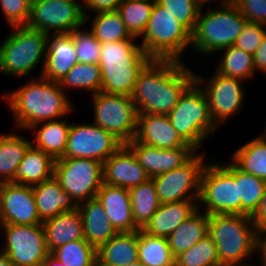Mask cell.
I'll return each instance as SVG.
<instances>
[{
    "instance_id": "obj_49",
    "label": "cell",
    "mask_w": 266,
    "mask_h": 266,
    "mask_svg": "<svg viewBox=\"0 0 266 266\" xmlns=\"http://www.w3.org/2000/svg\"><path fill=\"white\" fill-rule=\"evenodd\" d=\"M253 59L254 70L266 73V34L262 40V43L258 46L257 50L253 54Z\"/></svg>"
},
{
    "instance_id": "obj_46",
    "label": "cell",
    "mask_w": 266,
    "mask_h": 266,
    "mask_svg": "<svg viewBox=\"0 0 266 266\" xmlns=\"http://www.w3.org/2000/svg\"><path fill=\"white\" fill-rule=\"evenodd\" d=\"M235 6L246 21L266 25V0H237Z\"/></svg>"
},
{
    "instance_id": "obj_50",
    "label": "cell",
    "mask_w": 266,
    "mask_h": 266,
    "mask_svg": "<svg viewBox=\"0 0 266 266\" xmlns=\"http://www.w3.org/2000/svg\"><path fill=\"white\" fill-rule=\"evenodd\" d=\"M263 234H265V238H261ZM256 250L261 252V261H263V266H266V229L257 232Z\"/></svg>"
},
{
    "instance_id": "obj_41",
    "label": "cell",
    "mask_w": 266,
    "mask_h": 266,
    "mask_svg": "<svg viewBox=\"0 0 266 266\" xmlns=\"http://www.w3.org/2000/svg\"><path fill=\"white\" fill-rule=\"evenodd\" d=\"M175 266H220L215 242L207 234L189 250L179 254Z\"/></svg>"
},
{
    "instance_id": "obj_18",
    "label": "cell",
    "mask_w": 266,
    "mask_h": 266,
    "mask_svg": "<svg viewBox=\"0 0 266 266\" xmlns=\"http://www.w3.org/2000/svg\"><path fill=\"white\" fill-rule=\"evenodd\" d=\"M126 145L133 151L150 178L183 166L196 154V149L193 147L165 150L139 143L134 139Z\"/></svg>"
},
{
    "instance_id": "obj_10",
    "label": "cell",
    "mask_w": 266,
    "mask_h": 266,
    "mask_svg": "<svg viewBox=\"0 0 266 266\" xmlns=\"http://www.w3.org/2000/svg\"><path fill=\"white\" fill-rule=\"evenodd\" d=\"M53 176L80 204L96 198L103 184V163L87 158H59L55 160Z\"/></svg>"
},
{
    "instance_id": "obj_9",
    "label": "cell",
    "mask_w": 266,
    "mask_h": 266,
    "mask_svg": "<svg viewBox=\"0 0 266 266\" xmlns=\"http://www.w3.org/2000/svg\"><path fill=\"white\" fill-rule=\"evenodd\" d=\"M199 204L206 205L205 212L214 214H240L241 199L235 182V164L205 165L201 175Z\"/></svg>"
},
{
    "instance_id": "obj_56",
    "label": "cell",
    "mask_w": 266,
    "mask_h": 266,
    "mask_svg": "<svg viewBox=\"0 0 266 266\" xmlns=\"http://www.w3.org/2000/svg\"><path fill=\"white\" fill-rule=\"evenodd\" d=\"M30 4H33L35 2L41 1V0H27Z\"/></svg>"
},
{
    "instance_id": "obj_15",
    "label": "cell",
    "mask_w": 266,
    "mask_h": 266,
    "mask_svg": "<svg viewBox=\"0 0 266 266\" xmlns=\"http://www.w3.org/2000/svg\"><path fill=\"white\" fill-rule=\"evenodd\" d=\"M123 143L96 124H71L62 158H87L104 163Z\"/></svg>"
},
{
    "instance_id": "obj_29",
    "label": "cell",
    "mask_w": 266,
    "mask_h": 266,
    "mask_svg": "<svg viewBox=\"0 0 266 266\" xmlns=\"http://www.w3.org/2000/svg\"><path fill=\"white\" fill-rule=\"evenodd\" d=\"M198 209L187 220L183 221L168 237L172 254L176 258L179 254L189 250L208 234L209 216ZM201 212V213H200Z\"/></svg>"
},
{
    "instance_id": "obj_37",
    "label": "cell",
    "mask_w": 266,
    "mask_h": 266,
    "mask_svg": "<svg viewBox=\"0 0 266 266\" xmlns=\"http://www.w3.org/2000/svg\"><path fill=\"white\" fill-rule=\"evenodd\" d=\"M154 3L155 1L153 0H123L118 6L117 12L133 37H142L151 16Z\"/></svg>"
},
{
    "instance_id": "obj_24",
    "label": "cell",
    "mask_w": 266,
    "mask_h": 266,
    "mask_svg": "<svg viewBox=\"0 0 266 266\" xmlns=\"http://www.w3.org/2000/svg\"><path fill=\"white\" fill-rule=\"evenodd\" d=\"M198 205V201L187 200L160 204L142 230L153 236L167 238L183 221L200 208Z\"/></svg>"
},
{
    "instance_id": "obj_17",
    "label": "cell",
    "mask_w": 266,
    "mask_h": 266,
    "mask_svg": "<svg viewBox=\"0 0 266 266\" xmlns=\"http://www.w3.org/2000/svg\"><path fill=\"white\" fill-rule=\"evenodd\" d=\"M241 81L243 80L214 72L205 89L203 88L208 98L212 120L216 125L222 124L242 107L244 89Z\"/></svg>"
},
{
    "instance_id": "obj_14",
    "label": "cell",
    "mask_w": 266,
    "mask_h": 266,
    "mask_svg": "<svg viewBox=\"0 0 266 266\" xmlns=\"http://www.w3.org/2000/svg\"><path fill=\"white\" fill-rule=\"evenodd\" d=\"M85 25L83 4L68 0H41L31 4L27 27L49 34L71 33ZM51 30V31H50Z\"/></svg>"
},
{
    "instance_id": "obj_25",
    "label": "cell",
    "mask_w": 266,
    "mask_h": 266,
    "mask_svg": "<svg viewBox=\"0 0 266 266\" xmlns=\"http://www.w3.org/2000/svg\"><path fill=\"white\" fill-rule=\"evenodd\" d=\"M37 212L42 221L55 217L63 211L78 208L75 200L65 192L53 176L32 186Z\"/></svg>"
},
{
    "instance_id": "obj_26",
    "label": "cell",
    "mask_w": 266,
    "mask_h": 266,
    "mask_svg": "<svg viewBox=\"0 0 266 266\" xmlns=\"http://www.w3.org/2000/svg\"><path fill=\"white\" fill-rule=\"evenodd\" d=\"M78 209L83 219L85 240L96 250L118 233L97 198L78 204Z\"/></svg>"
},
{
    "instance_id": "obj_34",
    "label": "cell",
    "mask_w": 266,
    "mask_h": 266,
    "mask_svg": "<svg viewBox=\"0 0 266 266\" xmlns=\"http://www.w3.org/2000/svg\"><path fill=\"white\" fill-rule=\"evenodd\" d=\"M132 216L135 224L142 229L160 206L156 187L152 179L129 189Z\"/></svg>"
},
{
    "instance_id": "obj_19",
    "label": "cell",
    "mask_w": 266,
    "mask_h": 266,
    "mask_svg": "<svg viewBox=\"0 0 266 266\" xmlns=\"http://www.w3.org/2000/svg\"><path fill=\"white\" fill-rule=\"evenodd\" d=\"M149 179L151 178L126 144L103 163L104 184L130 189Z\"/></svg>"
},
{
    "instance_id": "obj_4",
    "label": "cell",
    "mask_w": 266,
    "mask_h": 266,
    "mask_svg": "<svg viewBox=\"0 0 266 266\" xmlns=\"http://www.w3.org/2000/svg\"><path fill=\"white\" fill-rule=\"evenodd\" d=\"M208 216V235L215 242L220 266H250L242 261L256 251L258 230L252 217L240 214Z\"/></svg>"
},
{
    "instance_id": "obj_55",
    "label": "cell",
    "mask_w": 266,
    "mask_h": 266,
    "mask_svg": "<svg viewBox=\"0 0 266 266\" xmlns=\"http://www.w3.org/2000/svg\"><path fill=\"white\" fill-rule=\"evenodd\" d=\"M3 226V217H2V207H1V198H0V227Z\"/></svg>"
},
{
    "instance_id": "obj_1",
    "label": "cell",
    "mask_w": 266,
    "mask_h": 266,
    "mask_svg": "<svg viewBox=\"0 0 266 266\" xmlns=\"http://www.w3.org/2000/svg\"><path fill=\"white\" fill-rule=\"evenodd\" d=\"M195 81V73L176 60L152 59L140 72L131 98L138 113L168 115Z\"/></svg>"
},
{
    "instance_id": "obj_52",
    "label": "cell",
    "mask_w": 266,
    "mask_h": 266,
    "mask_svg": "<svg viewBox=\"0 0 266 266\" xmlns=\"http://www.w3.org/2000/svg\"><path fill=\"white\" fill-rule=\"evenodd\" d=\"M197 1H198L200 8L202 9V6H203V4H205V2H207V1L211 2L212 0H197ZM218 1L221 2L220 6L222 5L221 7H223V6L235 5L237 0H218Z\"/></svg>"
},
{
    "instance_id": "obj_13",
    "label": "cell",
    "mask_w": 266,
    "mask_h": 266,
    "mask_svg": "<svg viewBox=\"0 0 266 266\" xmlns=\"http://www.w3.org/2000/svg\"><path fill=\"white\" fill-rule=\"evenodd\" d=\"M5 231L4 253L14 266H42L50 254L45 232L39 225H3Z\"/></svg>"
},
{
    "instance_id": "obj_8",
    "label": "cell",
    "mask_w": 266,
    "mask_h": 266,
    "mask_svg": "<svg viewBox=\"0 0 266 266\" xmlns=\"http://www.w3.org/2000/svg\"><path fill=\"white\" fill-rule=\"evenodd\" d=\"M48 34L27 26H15L0 44V73L23 77L45 59Z\"/></svg>"
},
{
    "instance_id": "obj_32",
    "label": "cell",
    "mask_w": 266,
    "mask_h": 266,
    "mask_svg": "<svg viewBox=\"0 0 266 266\" xmlns=\"http://www.w3.org/2000/svg\"><path fill=\"white\" fill-rule=\"evenodd\" d=\"M138 260L145 266H175L167 238L138 230Z\"/></svg>"
},
{
    "instance_id": "obj_47",
    "label": "cell",
    "mask_w": 266,
    "mask_h": 266,
    "mask_svg": "<svg viewBox=\"0 0 266 266\" xmlns=\"http://www.w3.org/2000/svg\"><path fill=\"white\" fill-rule=\"evenodd\" d=\"M123 0H85L83 4V12L85 17V24H87L88 16L85 12L87 8L90 11L98 12H107V11H117L118 6L122 3ZM86 7V8H85Z\"/></svg>"
},
{
    "instance_id": "obj_39",
    "label": "cell",
    "mask_w": 266,
    "mask_h": 266,
    "mask_svg": "<svg viewBox=\"0 0 266 266\" xmlns=\"http://www.w3.org/2000/svg\"><path fill=\"white\" fill-rule=\"evenodd\" d=\"M50 254L65 266H97L96 249L85 239L55 248Z\"/></svg>"
},
{
    "instance_id": "obj_45",
    "label": "cell",
    "mask_w": 266,
    "mask_h": 266,
    "mask_svg": "<svg viewBox=\"0 0 266 266\" xmlns=\"http://www.w3.org/2000/svg\"><path fill=\"white\" fill-rule=\"evenodd\" d=\"M0 5L11 28L26 26L31 8V4L27 0H0Z\"/></svg>"
},
{
    "instance_id": "obj_12",
    "label": "cell",
    "mask_w": 266,
    "mask_h": 266,
    "mask_svg": "<svg viewBox=\"0 0 266 266\" xmlns=\"http://www.w3.org/2000/svg\"><path fill=\"white\" fill-rule=\"evenodd\" d=\"M203 156L196 153L183 166L151 178L160 204L199 201L201 175L205 167Z\"/></svg>"
},
{
    "instance_id": "obj_16",
    "label": "cell",
    "mask_w": 266,
    "mask_h": 266,
    "mask_svg": "<svg viewBox=\"0 0 266 266\" xmlns=\"http://www.w3.org/2000/svg\"><path fill=\"white\" fill-rule=\"evenodd\" d=\"M0 198L3 225H39L42 224L32 186L14 182L0 183Z\"/></svg>"
},
{
    "instance_id": "obj_42",
    "label": "cell",
    "mask_w": 266,
    "mask_h": 266,
    "mask_svg": "<svg viewBox=\"0 0 266 266\" xmlns=\"http://www.w3.org/2000/svg\"><path fill=\"white\" fill-rule=\"evenodd\" d=\"M164 9L170 11L191 35L197 24L201 10L197 0H156Z\"/></svg>"
},
{
    "instance_id": "obj_5",
    "label": "cell",
    "mask_w": 266,
    "mask_h": 266,
    "mask_svg": "<svg viewBox=\"0 0 266 266\" xmlns=\"http://www.w3.org/2000/svg\"><path fill=\"white\" fill-rule=\"evenodd\" d=\"M195 74V81L180 96L178 104L168 114L173 128L193 148L218 128L212 120L208 98L202 88L203 77Z\"/></svg>"
},
{
    "instance_id": "obj_53",
    "label": "cell",
    "mask_w": 266,
    "mask_h": 266,
    "mask_svg": "<svg viewBox=\"0 0 266 266\" xmlns=\"http://www.w3.org/2000/svg\"><path fill=\"white\" fill-rule=\"evenodd\" d=\"M0 266H14V265L4 253H0Z\"/></svg>"
},
{
    "instance_id": "obj_28",
    "label": "cell",
    "mask_w": 266,
    "mask_h": 266,
    "mask_svg": "<svg viewBox=\"0 0 266 266\" xmlns=\"http://www.w3.org/2000/svg\"><path fill=\"white\" fill-rule=\"evenodd\" d=\"M55 160L44 151L31 146L21 160L15 183L34 186L51 179L54 175Z\"/></svg>"
},
{
    "instance_id": "obj_40",
    "label": "cell",
    "mask_w": 266,
    "mask_h": 266,
    "mask_svg": "<svg viewBox=\"0 0 266 266\" xmlns=\"http://www.w3.org/2000/svg\"><path fill=\"white\" fill-rule=\"evenodd\" d=\"M101 70L99 64L76 63L59 82L62 89L65 87L83 88L96 94L101 92ZM64 87V88H63Z\"/></svg>"
},
{
    "instance_id": "obj_54",
    "label": "cell",
    "mask_w": 266,
    "mask_h": 266,
    "mask_svg": "<svg viewBox=\"0 0 266 266\" xmlns=\"http://www.w3.org/2000/svg\"><path fill=\"white\" fill-rule=\"evenodd\" d=\"M122 266H145L142 262H140L139 260L129 264V265H122Z\"/></svg>"
},
{
    "instance_id": "obj_36",
    "label": "cell",
    "mask_w": 266,
    "mask_h": 266,
    "mask_svg": "<svg viewBox=\"0 0 266 266\" xmlns=\"http://www.w3.org/2000/svg\"><path fill=\"white\" fill-rule=\"evenodd\" d=\"M91 33L100 43L132 39L117 11L98 12L92 22Z\"/></svg>"
},
{
    "instance_id": "obj_27",
    "label": "cell",
    "mask_w": 266,
    "mask_h": 266,
    "mask_svg": "<svg viewBox=\"0 0 266 266\" xmlns=\"http://www.w3.org/2000/svg\"><path fill=\"white\" fill-rule=\"evenodd\" d=\"M97 266L129 265L138 260V231L118 232L96 250Z\"/></svg>"
},
{
    "instance_id": "obj_11",
    "label": "cell",
    "mask_w": 266,
    "mask_h": 266,
    "mask_svg": "<svg viewBox=\"0 0 266 266\" xmlns=\"http://www.w3.org/2000/svg\"><path fill=\"white\" fill-rule=\"evenodd\" d=\"M94 124L113 134L123 144L134 139L138 111L130 96L98 92L93 95Z\"/></svg>"
},
{
    "instance_id": "obj_21",
    "label": "cell",
    "mask_w": 266,
    "mask_h": 266,
    "mask_svg": "<svg viewBox=\"0 0 266 266\" xmlns=\"http://www.w3.org/2000/svg\"><path fill=\"white\" fill-rule=\"evenodd\" d=\"M48 34L47 49L40 77L60 82L78 63L73 36L70 33ZM51 39V40H50Z\"/></svg>"
},
{
    "instance_id": "obj_51",
    "label": "cell",
    "mask_w": 266,
    "mask_h": 266,
    "mask_svg": "<svg viewBox=\"0 0 266 266\" xmlns=\"http://www.w3.org/2000/svg\"><path fill=\"white\" fill-rule=\"evenodd\" d=\"M42 266H65V265L62 262H60L58 259H56L54 256L49 254L42 263Z\"/></svg>"
},
{
    "instance_id": "obj_2",
    "label": "cell",
    "mask_w": 266,
    "mask_h": 266,
    "mask_svg": "<svg viewBox=\"0 0 266 266\" xmlns=\"http://www.w3.org/2000/svg\"><path fill=\"white\" fill-rule=\"evenodd\" d=\"M3 95L18 128L35 129L44 121H55L72 111L71 103L58 82L42 77Z\"/></svg>"
},
{
    "instance_id": "obj_7",
    "label": "cell",
    "mask_w": 266,
    "mask_h": 266,
    "mask_svg": "<svg viewBox=\"0 0 266 266\" xmlns=\"http://www.w3.org/2000/svg\"><path fill=\"white\" fill-rule=\"evenodd\" d=\"M140 45L151 59L181 62L182 52L191 45V34L155 1Z\"/></svg>"
},
{
    "instance_id": "obj_20",
    "label": "cell",
    "mask_w": 266,
    "mask_h": 266,
    "mask_svg": "<svg viewBox=\"0 0 266 266\" xmlns=\"http://www.w3.org/2000/svg\"><path fill=\"white\" fill-rule=\"evenodd\" d=\"M134 140L161 149L192 147L173 128L168 115L138 113Z\"/></svg>"
},
{
    "instance_id": "obj_43",
    "label": "cell",
    "mask_w": 266,
    "mask_h": 266,
    "mask_svg": "<svg viewBox=\"0 0 266 266\" xmlns=\"http://www.w3.org/2000/svg\"><path fill=\"white\" fill-rule=\"evenodd\" d=\"M70 34L73 36L78 63L99 64L101 43L95 36L90 31H83L80 28Z\"/></svg>"
},
{
    "instance_id": "obj_44",
    "label": "cell",
    "mask_w": 266,
    "mask_h": 266,
    "mask_svg": "<svg viewBox=\"0 0 266 266\" xmlns=\"http://www.w3.org/2000/svg\"><path fill=\"white\" fill-rule=\"evenodd\" d=\"M266 25L262 23L246 22L233 46L244 52L254 54L266 34Z\"/></svg>"
},
{
    "instance_id": "obj_48",
    "label": "cell",
    "mask_w": 266,
    "mask_h": 266,
    "mask_svg": "<svg viewBox=\"0 0 266 266\" xmlns=\"http://www.w3.org/2000/svg\"><path fill=\"white\" fill-rule=\"evenodd\" d=\"M252 221L258 231L266 229V188L264 190L258 210L252 216Z\"/></svg>"
},
{
    "instance_id": "obj_33",
    "label": "cell",
    "mask_w": 266,
    "mask_h": 266,
    "mask_svg": "<svg viewBox=\"0 0 266 266\" xmlns=\"http://www.w3.org/2000/svg\"><path fill=\"white\" fill-rule=\"evenodd\" d=\"M231 159L240 170L266 181V139L262 135L241 146Z\"/></svg>"
},
{
    "instance_id": "obj_6",
    "label": "cell",
    "mask_w": 266,
    "mask_h": 266,
    "mask_svg": "<svg viewBox=\"0 0 266 266\" xmlns=\"http://www.w3.org/2000/svg\"><path fill=\"white\" fill-rule=\"evenodd\" d=\"M246 22L235 5L209 10L204 14L201 9L191 35V46L202 54L220 52L235 43Z\"/></svg>"
},
{
    "instance_id": "obj_30",
    "label": "cell",
    "mask_w": 266,
    "mask_h": 266,
    "mask_svg": "<svg viewBox=\"0 0 266 266\" xmlns=\"http://www.w3.org/2000/svg\"><path fill=\"white\" fill-rule=\"evenodd\" d=\"M32 143L18 134L0 135V183H15L19 164Z\"/></svg>"
},
{
    "instance_id": "obj_38",
    "label": "cell",
    "mask_w": 266,
    "mask_h": 266,
    "mask_svg": "<svg viewBox=\"0 0 266 266\" xmlns=\"http://www.w3.org/2000/svg\"><path fill=\"white\" fill-rule=\"evenodd\" d=\"M223 50L224 56L219 60V66L217 65L215 72L243 81L247 78H252L253 73H255L252 54L244 52L242 49L236 48L233 45L221 51Z\"/></svg>"
},
{
    "instance_id": "obj_22",
    "label": "cell",
    "mask_w": 266,
    "mask_h": 266,
    "mask_svg": "<svg viewBox=\"0 0 266 266\" xmlns=\"http://www.w3.org/2000/svg\"><path fill=\"white\" fill-rule=\"evenodd\" d=\"M96 198L117 232L140 230L133 220L129 189L103 183Z\"/></svg>"
},
{
    "instance_id": "obj_35",
    "label": "cell",
    "mask_w": 266,
    "mask_h": 266,
    "mask_svg": "<svg viewBox=\"0 0 266 266\" xmlns=\"http://www.w3.org/2000/svg\"><path fill=\"white\" fill-rule=\"evenodd\" d=\"M235 182L238 184V198L241 199V215L252 217L259 208L266 181L235 165Z\"/></svg>"
},
{
    "instance_id": "obj_31",
    "label": "cell",
    "mask_w": 266,
    "mask_h": 266,
    "mask_svg": "<svg viewBox=\"0 0 266 266\" xmlns=\"http://www.w3.org/2000/svg\"><path fill=\"white\" fill-rule=\"evenodd\" d=\"M44 123L41 128L36 131V144H32V146L44 151L54 160L62 158L67 147L68 133L71 124L67 123L65 120L44 121Z\"/></svg>"
},
{
    "instance_id": "obj_3",
    "label": "cell",
    "mask_w": 266,
    "mask_h": 266,
    "mask_svg": "<svg viewBox=\"0 0 266 266\" xmlns=\"http://www.w3.org/2000/svg\"><path fill=\"white\" fill-rule=\"evenodd\" d=\"M135 38L101 43V92L131 97L140 72L152 60Z\"/></svg>"
},
{
    "instance_id": "obj_23",
    "label": "cell",
    "mask_w": 266,
    "mask_h": 266,
    "mask_svg": "<svg viewBox=\"0 0 266 266\" xmlns=\"http://www.w3.org/2000/svg\"><path fill=\"white\" fill-rule=\"evenodd\" d=\"M48 251L55 248L85 239L83 219L79 209L63 211L55 217L42 222Z\"/></svg>"
}]
</instances>
